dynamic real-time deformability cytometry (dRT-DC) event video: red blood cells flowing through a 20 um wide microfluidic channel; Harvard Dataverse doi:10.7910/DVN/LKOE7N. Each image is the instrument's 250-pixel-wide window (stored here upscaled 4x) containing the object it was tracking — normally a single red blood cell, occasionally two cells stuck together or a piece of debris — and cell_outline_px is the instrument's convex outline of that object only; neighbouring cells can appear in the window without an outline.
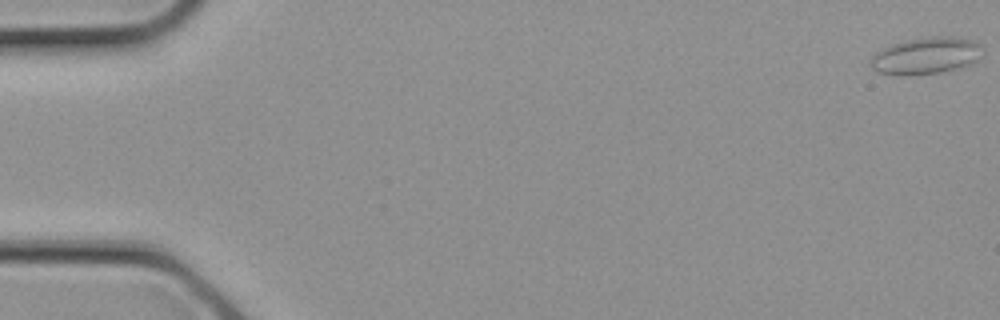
{"species": "common noctule bat (a hibernating species)", "species_latin": "Nyctalus noctula", "temperature_condition": "cold", "stored_images_in_passage": 12, "camera_frame_rate_fps": 3000, "um_per_image_px": 0.085, "animal": {"sex": "female", "body_mass_g": 21.9}, "frame": {"image": 1, "passage_image": 1, "time_ms": 0.0, "image_size_px": [1000, 320], "cell_outline_px": [[980, 44], [976, 60], [972, 64], [940, 72], [908, 76], [900, 76], [876, 72], [872, 68], [872, 56], [876, 52], [892, 44], [908, 40], [928, 36], [952, 36], [972, 40]], "centroid_in_image_um": [78.66, 4.74], "position_along_channel_um": 6.3, "area_um2": 23.76}}
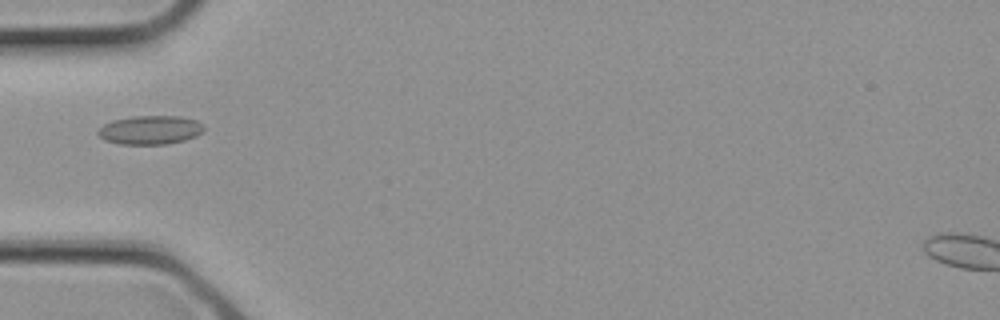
{"frame": {"image": 2, "passage_image": 10, "time_ms": 3.0, "image_size_px": [1000, 320], "cell_outline_px": [[204, 128], [196, 136], [184, 140], [164, 144], [120, 144], [104, 140], [96, 132], [104, 124], [112, 120], [132, 116], [180, 116], [196, 120], [204, 124]], "centroid_in_image_um": [12.75, 11.04], "position_along_channel_um": 72.2, "area_um2": 17.74}}
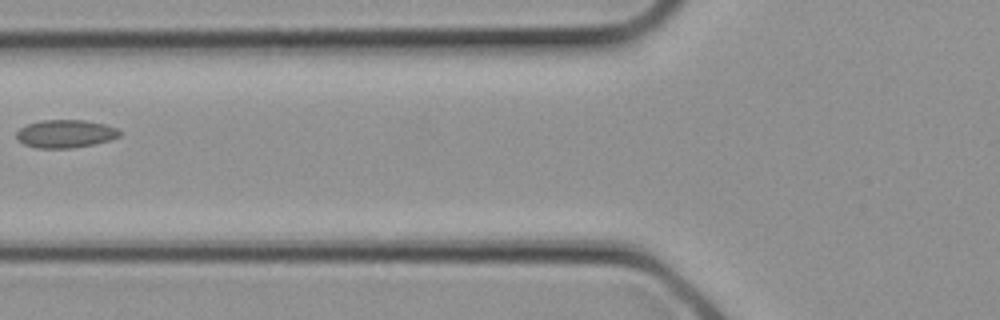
{"frame": {"image": 3, "passage_image": 12, "time_ms": 3.667, "image_size_px": [1000, 320], "cell_outline_px": [[120, 136], [108, 140], [92, 144], [72, 148], [36, 148], [24, 144], [16, 140], [16, 132], [20, 128], [28, 124], [40, 120], [84, 120], [104, 124], [116, 128], [120, 132]], "centroid_in_image_um": [5.51, 11.37], "position_along_channel_um": 120.3, "area_um2": 16.76}}